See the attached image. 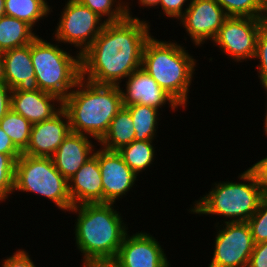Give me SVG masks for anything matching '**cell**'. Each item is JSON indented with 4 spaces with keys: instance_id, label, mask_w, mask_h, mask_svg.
<instances>
[{
    "instance_id": "cell-1",
    "label": "cell",
    "mask_w": 267,
    "mask_h": 267,
    "mask_svg": "<svg viewBox=\"0 0 267 267\" xmlns=\"http://www.w3.org/2000/svg\"><path fill=\"white\" fill-rule=\"evenodd\" d=\"M145 18L106 23L94 42L81 54V78L95 84L120 85L142 67V53L151 36Z\"/></svg>"
},
{
    "instance_id": "cell-2",
    "label": "cell",
    "mask_w": 267,
    "mask_h": 267,
    "mask_svg": "<svg viewBox=\"0 0 267 267\" xmlns=\"http://www.w3.org/2000/svg\"><path fill=\"white\" fill-rule=\"evenodd\" d=\"M116 204L83 203L69 209V214L76 216L73 234L75 250L81 252L82 256L80 264L116 258L124 237L131 228Z\"/></svg>"
},
{
    "instance_id": "cell-3",
    "label": "cell",
    "mask_w": 267,
    "mask_h": 267,
    "mask_svg": "<svg viewBox=\"0 0 267 267\" xmlns=\"http://www.w3.org/2000/svg\"><path fill=\"white\" fill-rule=\"evenodd\" d=\"M152 35L144 44L142 68L184 111L189 104L190 87L194 83L199 60L179 41H166Z\"/></svg>"
},
{
    "instance_id": "cell-4",
    "label": "cell",
    "mask_w": 267,
    "mask_h": 267,
    "mask_svg": "<svg viewBox=\"0 0 267 267\" xmlns=\"http://www.w3.org/2000/svg\"><path fill=\"white\" fill-rule=\"evenodd\" d=\"M119 85L95 84L83 78L63 100L71 132L100 141L123 107Z\"/></svg>"
},
{
    "instance_id": "cell-5",
    "label": "cell",
    "mask_w": 267,
    "mask_h": 267,
    "mask_svg": "<svg viewBox=\"0 0 267 267\" xmlns=\"http://www.w3.org/2000/svg\"><path fill=\"white\" fill-rule=\"evenodd\" d=\"M237 178L240 182L216 181L210 190L192 202L187 209L189 214L199 216H219L223 220L214 224L227 222H247L257 211L265 195L254 172L248 167ZM243 181V182H242ZM197 214V215H196ZM229 219V220H228Z\"/></svg>"
},
{
    "instance_id": "cell-6",
    "label": "cell",
    "mask_w": 267,
    "mask_h": 267,
    "mask_svg": "<svg viewBox=\"0 0 267 267\" xmlns=\"http://www.w3.org/2000/svg\"><path fill=\"white\" fill-rule=\"evenodd\" d=\"M51 39L38 35L31 42V60L39 90L63 101L81 78V55Z\"/></svg>"
},
{
    "instance_id": "cell-7",
    "label": "cell",
    "mask_w": 267,
    "mask_h": 267,
    "mask_svg": "<svg viewBox=\"0 0 267 267\" xmlns=\"http://www.w3.org/2000/svg\"><path fill=\"white\" fill-rule=\"evenodd\" d=\"M14 192L19 195L31 193V196L48 199L54 204L53 207L64 213L73 206L68 193V180L55 168L52 157L21 154L15 162Z\"/></svg>"
},
{
    "instance_id": "cell-8",
    "label": "cell",
    "mask_w": 267,
    "mask_h": 267,
    "mask_svg": "<svg viewBox=\"0 0 267 267\" xmlns=\"http://www.w3.org/2000/svg\"><path fill=\"white\" fill-rule=\"evenodd\" d=\"M52 38L71 47L80 55L94 42L107 23L78 0H65Z\"/></svg>"
},
{
    "instance_id": "cell-9",
    "label": "cell",
    "mask_w": 267,
    "mask_h": 267,
    "mask_svg": "<svg viewBox=\"0 0 267 267\" xmlns=\"http://www.w3.org/2000/svg\"><path fill=\"white\" fill-rule=\"evenodd\" d=\"M212 258L208 267H247L254 248L248 222L214 224Z\"/></svg>"
},
{
    "instance_id": "cell-10",
    "label": "cell",
    "mask_w": 267,
    "mask_h": 267,
    "mask_svg": "<svg viewBox=\"0 0 267 267\" xmlns=\"http://www.w3.org/2000/svg\"><path fill=\"white\" fill-rule=\"evenodd\" d=\"M267 19L228 17L211 42L220 54L238 64L251 61L256 53V40L261 25Z\"/></svg>"
},
{
    "instance_id": "cell-11",
    "label": "cell",
    "mask_w": 267,
    "mask_h": 267,
    "mask_svg": "<svg viewBox=\"0 0 267 267\" xmlns=\"http://www.w3.org/2000/svg\"><path fill=\"white\" fill-rule=\"evenodd\" d=\"M228 18L224 9L215 0H191L184 14L176 21L185 30V42L190 39L196 48L211 43L224 21Z\"/></svg>"
},
{
    "instance_id": "cell-12",
    "label": "cell",
    "mask_w": 267,
    "mask_h": 267,
    "mask_svg": "<svg viewBox=\"0 0 267 267\" xmlns=\"http://www.w3.org/2000/svg\"><path fill=\"white\" fill-rule=\"evenodd\" d=\"M98 164L102 175L103 203H116L133 192L138 175L125 163L118 151L98 147Z\"/></svg>"
},
{
    "instance_id": "cell-13",
    "label": "cell",
    "mask_w": 267,
    "mask_h": 267,
    "mask_svg": "<svg viewBox=\"0 0 267 267\" xmlns=\"http://www.w3.org/2000/svg\"><path fill=\"white\" fill-rule=\"evenodd\" d=\"M160 242L148 231L128 232L114 260L121 267H172Z\"/></svg>"
},
{
    "instance_id": "cell-14",
    "label": "cell",
    "mask_w": 267,
    "mask_h": 267,
    "mask_svg": "<svg viewBox=\"0 0 267 267\" xmlns=\"http://www.w3.org/2000/svg\"><path fill=\"white\" fill-rule=\"evenodd\" d=\"M124 81L125 84L123 82L119 85L123 105L142 104L161 111L164 107H169L174 113L182 108L142 67Z\"/></svg>"
},
{
    "instance_id": "cell-15",
    "label": "cell",
    "mask_w": 267,
    "mask_h": 267,
    "mask_svg": "<svg viewBox=\"0 0 267 267\" xmlns=\"http://www.w3.org/2000/svg\"><path fill=\"white\" fill-rule=\"evenodd\" d=\"M69 133H71L69 117L62 108L51 119L32 125L28 146L22 154L52 157Z\"/></svg>"
},
{
    "instance_id": "cell-16",
    "label": "cell",
    "mask_w": 267,
    "mask_h": 267,
    "mask_svg": "<svg viewBox=\"0 0 267 267\" xmlns=\"http://www.w3.org/2000/svg\"><path fill=\"white\" fill-rule=\"evenodd\" d=\"M97 146L98 141L90 136L69 133L52 156L55 168L62 176L70 180L81 166L94 155Z\"/></svg>"
},
{
    "instance_id": "cell-17",
    "label": "cell",
    "mask_w": 267,
    "mask_h": 267,
    "mask_svg": "<svg viewBox=\"0 0 267 267\" xmlns=\"http://www.w3.org/2000/svg\"><path fill=\"white\" fill-rule=\"evenodd\" d=\"M11 108L33 125L51 119L63 108V101L41 90L11 91Z\"/></svg>"
},
{
    "instance_id": "cell-18",
    "label": "cell",
    "mask_w": 267,
    "mask_h": 267,
    "mask_svg": "<svg viewBox=\"0 0 267 267\" xmlns=\"http://www.w3.org/2000/svg\"><path fill=\"white\" fill-rule=\"evenodd\" d=\"M68 193L73 206L83 203H103L98 148H96L94 155L68 180Z\"/></svg>"
},
{
    "instance_id": "cell-19",
    "label": "cell",
    "mask_w": 267,
    "mask_h": 267,
    "mask_svg": "<svg viewBox=\"0 0 267 267\" xmlns=\"http://www.w3.org/2000/svg\"><path fill=\"white\" fill-rule=\"evenodd\" d=\"M6 85L12 91L39 90L31 60V43L2 52Z\"/></svg>"
},
{
    "instance_id": "cell-20",
    "label": "cell",
    "mask_w": 267,
    "mask_h": 267,
    "mask_svg": "<svg viewBox=\"0 0 267 267\" xmlns=\"http://www.w3.org/2000/svg\"><path fill=\"white\" fill-rule=\"evenodd\" d=\"M135 140V128L130 111L123 106L112 119L109 129L98 145L106 150L118 151Z\"/></svg>"
},
{
    "instance_id": "cell-21",
    "label": "cell",
    "mask_w": 267,
    "mask_h": 267,
    "mask_svg": "<svg viewBox=\"0 0 267 267\" xmlns=\"http://www.w3.org/2000/svg\"><path fill=\"white\" fill-rule=\"evenodd\" d=\"M29 24L12 16L0 18V52L30 44L38 35Z\"/></svg>"
},
{
    "instance_id": "cell-22",
    "label": "cell",
    "mask_w": 267,
    "mask_h": 267,
    "mask_svg": "<svg viewBox=\"0 0 267 267\" xmlns=\"http://www.w3.org/2000/svg\"><path fill=\"white\" fill-rule=\"evenodd\" d=\"M4 7L5 15L26 22L35 31V27L42 23L41 20L44 21L53 12V7L47 0H5Z\"/></svg>"
},
{
    "instance_id": "cell-23",
    "label": "cell",
    "mask_w": 267,
    "mask_h": 267,
    "mask_svg": "<svg viewBox=\"0 0 267 267\" xmlns=\"http://www.w3.org/2000/svg\"><path fill=\"white\" fill-rule=\"evenodd\" d=\"M131 114L135 128V140L146 141V140H157L158 126L161 125L159 122L162 120L163 115L160 110L155 107L133 104L124 105ZM155 139V140H154Z\"/></svg>"
},
{
    "instance_id": "cell-24",
    "label": "cell",
    "mask_w": 267,
    "mask_h": 267,
    "mask_svg": "<svg viewBox=\"0 0 267 267\" xmlns=\"http://www.w3.org/2000/svg\"><path fill=\"white\" fill-rule=\"evenodd\" d=\"M153 143V140H133L130 144L123 146L118 150L125 163L139 177L142 172L147 171L148 169L150 171V169L154 167V162L157 159L156 155L158 154L156 151V144Z\"/></svg>"
},
{
    "instance_id": "cell-25",
    "label": "cell",
    "mask_w": 267,
    "mask_h": 267,
    "mask_svg": "<svg viewBox=\"0 0 267 267\" xmlns=\"http://www.w3.org/2000/svg\"><path fill=\"white\" fill-rule=\"evenodd\" d=\"M0 128L9 136L13 144L23 152L29 143L32 124L12 108L0 120Z\"/></svg>"
},
{
    "instance_id": "cell-26",
    "label": "cell",
    "mask_w": 267,
    "mask_h": 267,
    "mask_svg": "<svg viewBox=\"0 0 267 267\" xmlns=\"http://www.w3.org/2000/svg\"><path fill=\"white\" fill-rule=\"evenodd\" d=\"M228 17H253L267 19L263 0H215Z\"/></svg>"
},
{
    "instance_id": "cell-27",
    "label": "cell",
    "mask_w": 267,
    "mask_h": 267,
    "mask_svg": "<svg viewBox=\"0 0 267 267\" xmlns=\"http://www.w3.org/2000/svg\"><path fill=\"white\" fill-rule=\"evenodd\" d=\"M107 23L119 22L126 18L125 0H78Z\"/></svg>"
},
{
    "instance_id": "cell-28",
    "label": "cell",
    "mask_w": 267,
    "mask_h": 267,
    "mask_svg": "<svg viewBox=\"0 0 267 267\" xmlns=\"http://www.w3.org/2000/svg\"><path fill=\"white\" fill-rule=\"evenodd\" d=\"M20 156L21 154L0 153V203L11 199L12 194L15 195V162Z\"/></svg>"
},
{
    "instance_id": "cell-29",
    "label": "cell",
    "mask_w": 267,
    "mask_h": 267,
    "mask_svg": "<svg viewBox=\"0 0 267 267\" xmlns=\"http://www.w3.org/2000/svg\"><path fill=\"white\" fill-rule=\"evenodd\" d=\"M253 60L258 61V64H256V76L258 75L260 87L265 91L263 93L267 94V20L259 30L256 40V53Z\"/></svg>"
},
{
    "instance_id": "cell-30",
    "label": "cell",
    "mask_w": 267,
    "mask_h": 267,
    "mask_svg": "<svg viewBox=\"0 0 267 267\" xmlns=\"http://www.w3.org/2000/svg\"><path fill=\"white\" fill-rule=\"evenodd\" d=\"M247 222L254 244L267 241V195L262 197L257 211Z\"/></svg>"
},
{
    "instance_id": "cell-31",
    "label": "cell",
    "mask_w": 267,
    "mask_h": 267,
    "mask_svg": "<svg viewBox=\"0 0 267 267\" xmlns=\"http://www.w3.org/2000/svg\"><path fill=\"white\" fill-rule=\"evenodd\" d=\"M187 3V4H186ZM191 0H160L159 7H161V16L178 20L189 7ZM186 7V8H184Z\"/></svg>"
},
{
    "instance_id": "cell-32",
    "label": "cell",
    "mask_w": 267,
    "mask_h": 267,
    "mask_svg": "<svg viewBox=\"0 0 267 267\" xmlns=\"http://www.w3.org/2000/svg\"><path fill=\"white\" fill-rule=\"evenodd\" d=\"M30 256L28 250L19 248L12 255L2 258L0 265L1 267H36L37 264Z\"/></svg>"
},
{
    "instance_id": "cell-33",
    "label": "cell",
    "mask_w": 267,
    "mask_h": 267,
    "mask_svg": "<svg viewBox=\"0 0 267 267\" xmlns=\"http://www.w3.org/2000/svg\"><path fill=\"white\" fill-rule=\"evenodd\" d=\"M247 267H267V241L254 244Z\"/></svg>"
},
{
    "instance_id": "cell-34",
    "label": "cell",
    "mask_w": 267,
    "mask_h": 267,
    "mask_svg": "<svg viewBox=\"0 0 267 267\" xmlns=\"http://www.w3.org/2000/svg\"><path fill=\"white\" fill-rule=\"evenodd\" d=\"M249 168L256 175L264 194L267 195V155L260 160L258 159V161L252 164Z\"/></svg>"
},
{
    "instance_id": "cell-35",
    "label": "cell",
    "mask_w": 267,
    "mask_h": 267,
    "mask_svg": "<svg viewBox=\"0 0 267 267\" xmlns=\"http://www.w3.org/2000/svg\"><path fill=\"white\" fill-rule=\"evenodd\" d=\"M130 0H125V13H126V17L127 18H131V19H140V17L132 15V11L133 9H131L133 6V2H129ZM133 1V0H131ZM138 1V2H137ZM136 3H138L137 5L139 6V8L141 9H149L150 8H155V9H160L159 8V4H160V0H137ZM142 6V7H141ZM144 7V8H143Z\"/></svg>"
},
{
    "instance_id": "cell-36",
    "label": "cell",
    "mask_w": 267,
    "mask_h": 267,
    "mask_svg": "<svg viewBox=\"0 0 267 267\" xmlns=\"http://www.w3.org/2000/svg\"><path fill=\"white\" fill-rule=\"evenodd\" d=\"M11 91L6 84H0V120L11 109Z\"/></svg>"
},
{
    "instance_id": "cell-37",
    "label": "cell",
    "mask_w": 267,
    "mask_h": 267,
    "mask_svg": "<svg viewBox=\"0 0 267 267\" xmlns=\"http://www.w3.org/2000/svg\"><path fill=\"white\" fill-rule=\"evenodd\" d=\"M0 153L22 154V152L13 144L12 140L1 128H0Z\"/></svg>"
},
{
    "instance_id": "cell-38",
    "label": "cell",
    "mask_w": 267,
    "mask_h": 267,
    "mask_svg": "<svg viewBox=\"0 0 267 267\" xmlns=\"http://www.w3.org/2000/svg\"><path fill=\"white\" fill-rule=\"evenodd\" d=\"M81 267H121L115 260H97L81 265Z\"/></svg>"
},
{
    "instance_id": "cell-39",
    "label": "cell",
    "mask_w": 267,
    "mask_h": 267,
    "mask_svg": "<svg viewBox=\"0 0 267 267\" xmlns=\"http://www.w3.org/2000/svg\"><path fill=\"white\" fill-rule=\"evenodd\" d=\"M0 84H6L2 52H0Z\"/></svg>"
},
{
    "instance_id": "cell-40",
    "label": "cell",
    "mask_w": 267,
    "mask_h": 267,
    "mask_svg": "<svg viewBox=\"0 0 267 267\" xmlns=\"http://www.w3.org/2000/svg\"><path fill=\"white\" fill-rule=\"evenodd\" d=\"M265 102H266V103H265V104H266V105H265V107H266L265 110H266V111H265V113H264L265 115H263V116H265V117H264V120H262V121H264V122H263V127H262V128H263V131H264V132H263V135H265V137H267V94H266V101H265Z\"/></svg>"
},
{
    "instance_id": "cell-41",
    "label": "cell",
    "mask_w": 267,
    "mask_h": 267,
    "mask_svg": "<svg viewBox=\"0 0 267 267\" xmlns=\"http://www.w3.org/2000/svg\"><path fill=\"white\" fill-rule=\"evenodd\" d=\"M5 0H0V18L5 15Z\"/></svg>"
},
{
    "instance_id": "cell-42",
    "label": "cell",
    "mask_w": 267,
    "mask_h": 267,
    "mask_svg": "<svg viewBox=\"0 0 267 267\" xmlns=\"http://www.w3.org/2000/svg\"><path fill=\"white\" fill-rule=\"evenodd\" d=\"M263 8H264V11H265V15L267 17V0H263Z\"/></svg>"
}]
</instances>
